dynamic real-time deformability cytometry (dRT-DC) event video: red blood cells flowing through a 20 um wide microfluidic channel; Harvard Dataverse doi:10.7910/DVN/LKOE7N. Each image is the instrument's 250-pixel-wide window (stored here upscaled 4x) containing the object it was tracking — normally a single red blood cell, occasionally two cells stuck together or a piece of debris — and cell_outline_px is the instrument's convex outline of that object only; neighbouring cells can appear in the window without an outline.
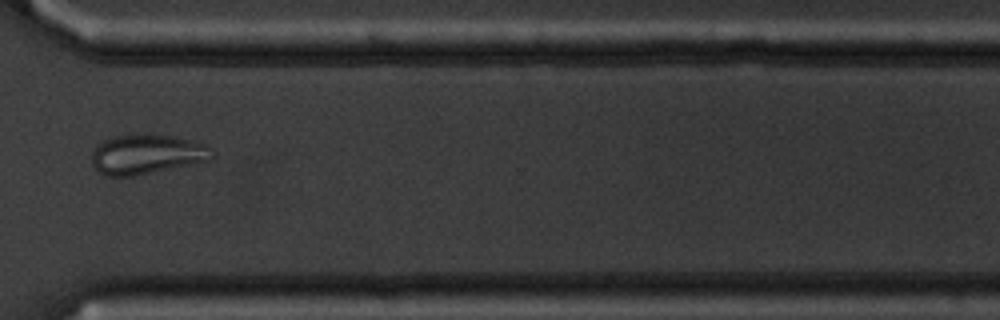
{"species": "common noctule bat (a hibernating species)", "species_latin": "Nyctalus noctula", "temperature_condition": "cold", "stored_images_in_passage": 16, "camera_frame_rate_fps": 3000, "um_per_image_px": 0.085, "animal": {"sex": "male", "body_mass_g": 20.1, "forearm_length_mm": 53.5}, "frame": {"image": 1, "passage_image": 12, "time_ms": 14.0, "image_size_px": [1000, 320], "cell_outline_px": [[216, 156], [212, 160], [132, 176], [104, 176], [92, 164], [92, 152], [104, 140], [116, 136], [172, 136], [192, 140], [204, 144], [212, 148], [216, 152]], "centroid_in_image_um": [12.54, 13.14], "position_along_channel_um": 358.1, "area_um2": 27.34}}